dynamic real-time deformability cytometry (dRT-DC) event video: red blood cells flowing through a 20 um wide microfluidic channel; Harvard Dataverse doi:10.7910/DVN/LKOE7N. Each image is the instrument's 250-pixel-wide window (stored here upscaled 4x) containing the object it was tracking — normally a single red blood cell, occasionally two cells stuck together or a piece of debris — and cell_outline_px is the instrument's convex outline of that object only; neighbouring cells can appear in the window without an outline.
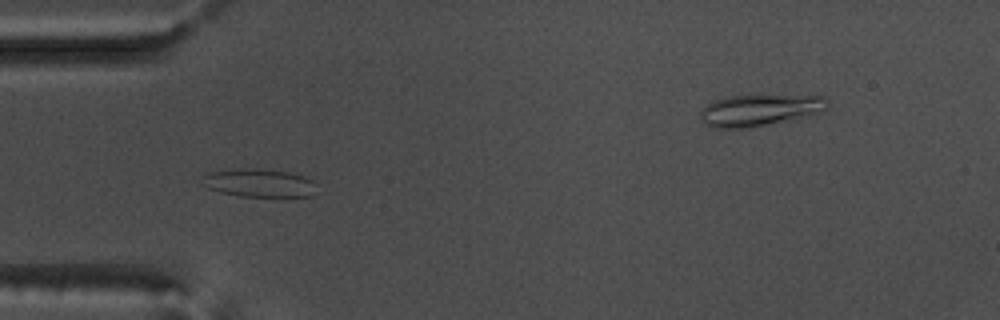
{"species": "common noctule bat (a hibernating species)", "species_latin": "Nyctalus noctula", "temperature_condition": "warm", "stored_images_in_passage": 41, "segment_of_instrument_passage": [1, 2], "camera_frame_rate_fps": 3000, "um_per_image_px": 0.085, "animal": {"sex": "male", "body_mass_g": 17.5, "forearm_length_mm": 52.3}, "frame": {"image": 1, "passage_image": 2, "time_ms": 0.333, "image_size_px": [1000, 320], "cell_outline_px": [[316, 184], [312, 196], [240, 196], [220, 192], [208, 188], [204, 176], [208, 172], [240, 168], [256, 168], [288, 172], [304, 176], [312, 180]], "centroid_in_image_um": [22.06, 15.54], "position_along_channel_um": 62.9, "area_um2": 18.5}}
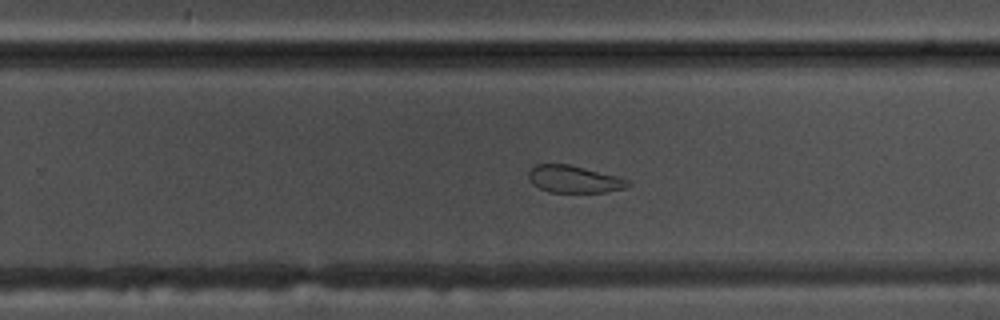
{"frame": {"image": 2, "passage_image": 20, "time_ms": 6.333, "image_size_px": [1000, 320], "cell_outline_px": [[632, 184], [624, 188], [608, 192], [548, 192], [532, 184], [528, 180], [528, 172], [536, 164], [568, 164], [616, 176], [628, 180]], "centroid_in_image_um": [48.76, 15.24], "position_along_channel_um": 281.0, "area_um2": 15.66}}
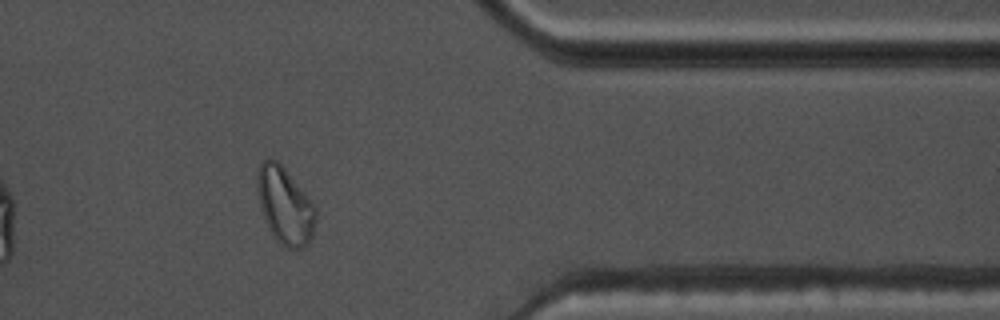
{"frame": {"image": 3, "passage_image": 30, "time_ms": 9.667, "image_size_px": [1000, 320], "cell_outline_px": [[316, 220], [312, 236], [308, 244], [304, 248], [288, 248], [280, 244], [272, 232], [260, 208], [256, 188], [256, 172], [260, 164], [268, 156], [276, 160], [284, 168], [316, 208]], "centroid_in_image_um": [24.2, 17.46], "position_along_channel_um": 387.2, "area_um2": 25.89}}